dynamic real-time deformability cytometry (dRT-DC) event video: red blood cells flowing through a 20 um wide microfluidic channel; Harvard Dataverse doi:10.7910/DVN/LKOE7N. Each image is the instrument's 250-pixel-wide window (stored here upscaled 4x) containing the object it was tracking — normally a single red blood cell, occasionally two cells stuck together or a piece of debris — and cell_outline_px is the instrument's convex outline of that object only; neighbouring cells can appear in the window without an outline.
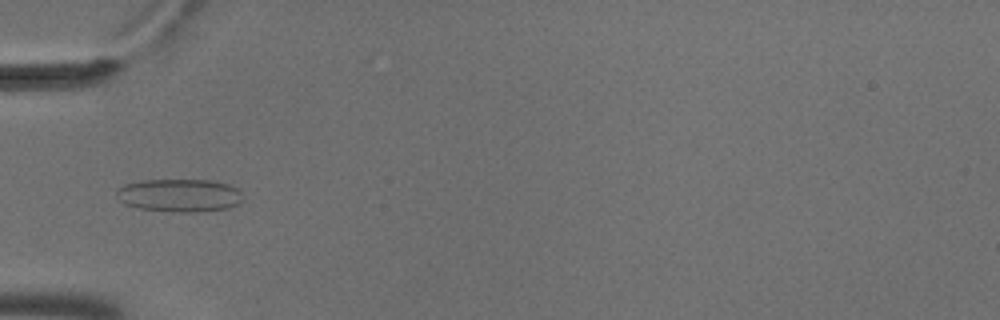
{"species": "common noctule bat (a hibernating species)", "species_latin": "Nyctalus noctula", "temperature_condition": "cold", "stored_images_in_passage": 7, "camera_frame_rate_fps": 3000, "um_per_image_px": 0.085, "animal": {"sex": "male", "body_mass_g": 18.8}, "frame": {"image": 1, "passage_image": 6, "time_ms": 1.667, "image_size_px": [1000, 320], "cell_outline_px": [[244, 200], [240, 204], [228, 208], [196, 212], [172, 212], [136, 208], [124, 204], [120, 200], [116, 192], [116, 188], [124, 184], [140, 180], [212, 180], [228, 184], [236, 188], [240, 192]], "centroid_in_image_um": [15.24, 16.61], "position_along_channel_um": 69.8, "area_um2": 24.62}}